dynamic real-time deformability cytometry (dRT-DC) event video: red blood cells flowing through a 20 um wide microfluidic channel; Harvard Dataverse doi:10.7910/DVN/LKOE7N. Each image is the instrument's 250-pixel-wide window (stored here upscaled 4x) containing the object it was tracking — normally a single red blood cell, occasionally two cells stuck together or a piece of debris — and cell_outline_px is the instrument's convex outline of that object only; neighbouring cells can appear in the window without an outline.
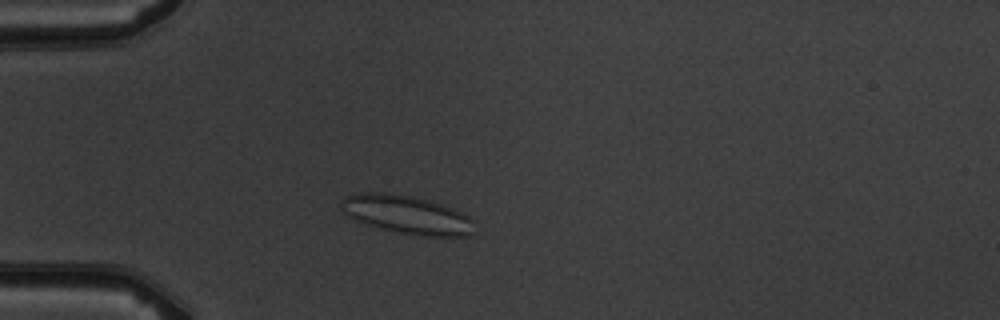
{"species": "common noctule bat (a hibernating species)", "species_latin": "Nyctalus noctula", "temperature_condition": "warm", "stored_images_in_passage": 4, "camera_frame_rate_fps": 3000, "um_per_image_px": 0.085, "animal": {"sex": "male", "body_mass_g": 19.5, "forearm_length_mm": 54.6}, "frame": {"image": 1, "passage_image": 3, "time_ms": 2.333, "image_size_px": [1000, 320], "cell_outline_px": [[476, 220], [472, 232], [468, 236], [412, 236], [380, 228], [368, 224], [348, 216], [340, 208], [340, 200], [344, 196], [360, 192], [388, 192], [412, 196], [444, 204]], "centroid_in_image_um": [34.58, 18.24], "position_along_channel_um": 50.4, "area_um2": 30.17}}